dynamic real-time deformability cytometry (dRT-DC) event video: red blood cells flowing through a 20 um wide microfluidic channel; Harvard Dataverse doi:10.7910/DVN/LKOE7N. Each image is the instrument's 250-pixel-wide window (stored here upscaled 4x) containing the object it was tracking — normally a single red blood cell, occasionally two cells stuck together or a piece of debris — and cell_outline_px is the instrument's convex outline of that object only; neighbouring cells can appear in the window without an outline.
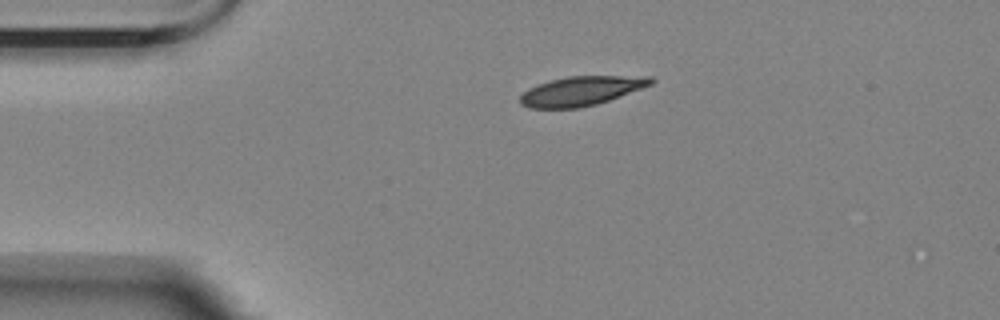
{"species": "Egyptian fruit bat (a non-hibernating species)", "species_latin": "Rousettus aegyptiacus", "temperature_condition": "room temperature", "stored_images_in_passage": 4, "camera_frame_rate_fps": 3000, "um_per_image_px": 0.085, "animal": {"sex": "female"}, "frame": {"image": 1, "passage_image": 4, "time_ms": 7.0, "image_size_px": [1000, 320], "cell_outline_px": [[656, 80], [652, 84], [608, 100], [596, 104], [580, 108], [528, 108], [520, 104], [520, 96], [528, 88], [552, 80], [568, 76], [652, 76]], "centroid_in_image_um": [49.4, 7.73], "position_along_channel_um": 35.6, "area_um2": 22.14}}